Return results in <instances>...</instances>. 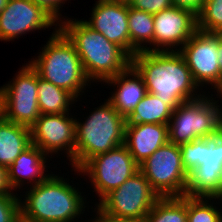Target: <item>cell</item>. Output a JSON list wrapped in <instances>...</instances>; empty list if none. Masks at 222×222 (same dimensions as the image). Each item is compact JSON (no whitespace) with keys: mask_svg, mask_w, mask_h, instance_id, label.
I'll use <instances>...</instances> for the list:
<instances>
[{"mask_svg":"<svg viewBox=\"0 0 222 222\" xmlns=\"http://www.w3.org/2000/svg\"><path fill=\"white\" fill-rule=\"evenodd\" d=\"M173 7L185 9L198 16L203 8L205 0H171Z\"/></svg>","mask_w":222,"mask_h":222,"instance_id":"31","label":"cell"},{"mask_svg":"<svg viewBox=\"0 0 222 222\" xmlns=\"http://www.w3.org/2000/svg\"><path fill=\"white\" fill-rule=\"evenodd\" d=\"M85 119L76 118L75 169L90 158L124 144L126 119L108 99ZM81 121V122H79Z\"/></svg>","mask_w":222,"mask_h":222,"instance_id":"5","label":"cell"},{"mask_svg":"<svg viewBox=\"0 0 222 222\" xmlns=\"http://www.w3.org/2000/svg\"><path fill=\"white\" fill-rule=\"evenodd\" d=\"M20 196L17 193L0 194V222H21L19 198L23 195Z\"/></svg>","mask_w":222,"mask_h":222,"instance_id":"28","label":"cell"},{"mask_svg":"<svg viewBox=\"0 0 222 222\" xmlns=\"http://www.w3.org/2000/svg\"><path fill=\"white\" fill-rule=\"evenodd\" d=\"M48 158L51 157L47 156L34 144H31L27 149L21 152V154L7 168L8 183L13 192L16 191L17 193L21 188L23 191V189L25 190L29 185L30 187L35 186L38 183L45 181L52 173H55H48L50 171L47 170V168L51 167L48 166ZM24 185L26 187H24Z\"/></svg>","mask_w":222,"mask_h":222,"instance_id":"16","label":"cell"},{"mask_svg":"<svg viewBox=\"0 0 222 222\" xmlns=\"http://www.w3.org/2000/svg\"><path fill=\"white\" fill-rule=\"evenodd\" d=\"M197 29L207 33L222 32V0H205L197 16Z\"/></svg>","mask_w":222,"mask_h":222,"instance_id":"27","label":"cell"},{"mask_svg":"<svg viewBox=\"0 0 222 222\" xmlns=\"http://www.w3.org/2000/svg\"><path fill=\"white\" fill-rule=\"evenodd\" d=\"M64 17L58 28L73 43L91 83L104 84L131 64V58L118 45L93 30L83 19Z\"/></svg>","mask_w":222,"mask_h":222,"instance_id":"3","label":"cell"},{"mask_svg":"<svg viewBox=\"0 0 222 222\" xmlns=\"http://www.w3.org/2000/svg\"><path fill=\"white\" fill-rule=\"evenodd\" d=\"M104 83L113 87L108 100L125 119L131 115L147 93L142 75L132 64Z\"/></svg>","mask_w":222,"mask_h":222,"instance_id":"17","label":"cell"},{"mask_svg":"<svg viewBox=\"0 0 222 222\" xmlns=\"http://www.w3.org/2000/svg\"><path fill=\"white\" fill-rule=\"evenodd\" d=\"M31 144L29 127L0 118V165L8 168Z\"/></svg>","mask_w":222,"mask_h":222,"instance_id":"20","label":"cell"},{"mask_svg":"<svg viewBox=\"0 0 222 222\" xmlns=\"http://www.w3.org/2000/svg\"><path fill=\"white\" fill-rule=\"evenodd\" d=\"M153 26V14L132 8L129 5L128 28L130 33V58L139 51H153Z\"/></svg>","mask_w":222,"mask_h":222,"instance_id":"21","label":"cell"},{"mask_svg":"<svg viewBox=\"0 0 222 222\" xmlns=\"http://www.w3.org/2000/svg\"><path fill=\"white\" fill-rule=\"evenodd\" d=\"M139 170V165L123 144L106 153L90 158L79 170L72 169L78 176H86L91 182L92 192L98 202L111 190L118 188Z\"/></svg>","mask_w":222,"mask_h":222,"instance_id":"9","label":"cell"},{"mask_svg":"<svg viewBox=\"0 0 222 222\" xmlns=\"http://www.w3.org/2000/svg\"><path fill=\"white\" fill-rule=\"evenodd\" d=\"M70 115V116H69ZM71 113L40 114L36 122L30 127L31 143L37 146L47 156L53 158L60 152L75 169V137L76 117ZM51 155V156H50Z\"/></svg>","mask_w":222,"mask_h":222,"instance_id":"11","label":"cell"},{"mask_svg":"<svg viewBox=\"0 0 222 222\" xmlns=\"http://www.w3.org/2000/svg\"><path fill=\"white\" fill-rule=\"evenodd\" d=\"M52 32L38 56L28 62L39 77L70 92L79 100L86 88L92 87L91 82L73 43L59 28H54Z\"/></svg>","mask_w":222,"mask_h":222,"instance_id":"4","label":"cell"},{"mask_svg":"<svg viewBox=\"0 0 222 222\" xmlns=\"http://www.w3.org/2000/svg\"><path fill=\"white\" fill-rule=\"evenodd\" d=\"M128 9L129 3L97 0L90 12L91 17L83 21L107 40L118 45L130 57Z\"/></svg>","mask_w":222,"mask_h":222,"instance_id":"15","label":"cell"},{"mask_svg":"<svg viewBox=\"0 0 222 222\" xmlns=\"http://www.w3.org/2000/svg\"><path fill=\"white\" fill-rule=\"evenodd\" d=\"M159 198L148 179L138 170L94 205L106 217L145 218Z\"/></svg>","mask_w":222,"mask_h":222,"instance_id":"7","label":"cell"},{"mask_svg":"<svg viewBox=\"0 0 222 222\" xmlns=\"http://www.w3.org/2000/svg\"><path fill=\"white\" fill-rule=\"evenodd\" d=\"M68 179L52 173L45 181L28 187L24 199L20 198L21 222H75L86 213V207L89 213L87 197Z\"/></svg>","mask_w":222,"mask_h":222,"instance_id":"2","label":"cell"},{"mask_svg":"<svg viewBox=\"0 0 222 222\" xmlns=\"http://www.w3.org/2000/svg\"><path fill=\"white\" fill-rule=\"evenodd\" d=\"M205 92L201 97L180 103L168 123L169 142L190 143L199 138H212L218 133L217 108Z\"/></svg>","mask_w":222,"mask_h":222,"instance_id":"6","label":"cell"},{"mask_svg":"<svg viewBox=\"0 0 222 222\" xmlns=\"http://www.w3.org/2000/svg\"><path fill=\"white\" fill-rule=\"evenodd\" d=\"M185 196L222 198V169H192L188 172Z\"/></svg>","mask_w":222,"mask_h":222,"instance_id":"22","label":"cell"},{"mask_svg":"<svg viewBox=\"0 0 222 222\" xmlns=\"http://www.w3.org/2000/svg\"><path fill=\"white\" fill-rule=\"evenodd\" d=\"M182 163L186 172L196 167L222 169V135L199 138L180 145Z\"/></svg>","mask_w":222,"mask_h":222,"instance_id":"19","label":"cell"},{"mask_svg":"<svg viewBox=\"0 0 222 222\" xmlns=\"http://www.w3.org/2000/svg\"><path fill=\"white\" fill-rule=\"evenodd\" d=\"M2 117V98L0 93V118Z\"/></svg>","mask_w":222,"mask_h":222,"instance_id":"37","label":"cell"},{"mask_svg":"<svg viewBox=\"0 0 222 222\" xmlns=\"http://www.w3.org/2000/svg\"><path fill=\"white\" fill-rule=\"evenodd\" d=\"M145 219L146 222H187V196L160 197Z\"/></svg>","mask_w":222,"mask_h":222,"instance_id":"25","label":"cell"},{"mask_svg":"<svg viewBox=\"0 0 222 222\" xmlns=\"http://www.w3.org/2000/svg\"><path fill=\"white\" fill-rule=\"evenodd\" d=\"M78 100L68 91L45 81L38 74V106L40 114H61L71 112Z\"/></svg>","mask_w":222,"mask_h":222,"instance_id":"23","label":"cell"},{"mask_svg":"<svg viewBox=\"0 0 222 222\" xmlns=\"http://www.w3.org/2000/svg\"><path fill=\"white\" fill-rule=\"evenodd\" d=\"M218 90L222 93V84H221V86L218 88Z\"/></svg>","mask_w":222,"mask_h":222,"instance_id":"39","label":"cell"},{"mask_svg":"<svg viewBox=\"0 0 222 222\" xmlns=\"http://www.w3.org/2000/svg\"><path fill=\"white\" fill-rule=\"evenodd\" d=\"M129 5L132 8L156 14L173 7L171 0H132Z\"/></svg>","mask_w":222,"mask_h":222,"instance_id":"29","label":"cell"},{"mask_svg":"<svg viewBox=\"0 0 222 222\" xmlns=\"http://www.w3.org/2000/svg\"><path fill=\"white\" fill-rule=\"evenodd\" d=\"M168 141V125L155 123L125 125L124 145L138 165Z\"/></svg>","mask_w":222,"mask_h":222,"instance_id":"18","label":"cell"},{"mask_svg":"<svg viewBox=\"0 0 222 222\" xmlns=\"http://www.w3.org/2000/svg\"><path fill=\"white\" fill-rule=\"evenodd\" d=\"M8 0H0V12L5 9Z\"/></svg>","mask_w":222,"mask_h":222,"instance_id":"36","label":"cell"},{"mask_svg":"<svg viewBox=\"0 0 222 222\" xmlns=\"http://www.w3.org/2000/svg\"><path fill=\"white\" fill-rule=\"evenodd\" d=\"M131 64L142 75L147 92L173 110L180 103L199 98L206 92L195 83L179 51H139L131 58Z\"/></svg>","mask_w":222,"mask_h":222,"instance_id":"1","label":"cell"},{"mask_svg":"<svg viewBox=\"0 0 222 222\" xmlns=\"http://www.w3.org/2000/svg\"><path fill=\"white\" fill-rule=\"evenodd\" d=\"M218 53H219V69H220V86L222 84V35L219 34V46H218Z\"/></svg>","mask_w":222,"mask_h":222,"instance_id":"35","label":"cell"},{"mask_svg":"<svg viewBox=\"0 0 222 222\" xmlns=\"http://www.w3.org/2000/svg\"><path fill=\"white\" fill-rule=\"evenodd\" d=\"M173 109L154 94L146 93L131 115L126 119L129 124L155 123L168 125Z\"/></svg>","mask_w":222,"mask_h":222,"instance_id":"24","label":"cell"},{"mask_svg":"<svg viewBox=\"0 0 222 222\" xmlns=\"http://www.w3.org/2000/svg\"><path fill=\"white\" fill-rule=\"evenodd\" d=\"M159 197H182L188 173L184 169L180 146L167 142L139 165Z\"/></svg>","mask_w":222,"mask_h":222,"instance_id":"10","label":"cell"},{"mask_svg":"<svg viewBox=\"0 0 222 222\" xmlns=\"http://www.w3.org/2000/svg\"><path fill=\"white\" fill-rule=\"evenodd\" d=\"M36 5L41 6L47 11L58 23H60L64 17L60 13V9L68 0H32Z\"/></svg>","mask_w":222,"mask_h":222,"instance_id":"30","label":"cell"},{"mask_svg":"<svg viewBox=\"0 0 222 222\" xmlns=\"http://www.w3.org/2000/svg\"><path fill=\"white\" fill-rule=\"evenodd\" d=\"M220 201L222 198L187 197V222H221L222 210L216 206Z\"/></svg>","mask_w":222,"mask_h":222,"instance_id":"26","label":"cell"},{"mask_svg":"<svg viewBox=\"0 0 222 222\" xmlns=\"http://www.w3.org/2000/svg\"><path fill=\"white\" fill-rule=\"evenodd\" d=\"M217 92V94H210L211 95V98L212 99H215L214 100V103H215V105H216V108H217V120H218V133L220 134V135H222V104H219V99H221L222 98V93L217 89V90H214V92ZM217 96V97H213V96ZM216 98H219V99H217V101H216ZM220 103H222V101H220ZM219 104V105H218Z\"/></svg>","mask_w":222,"mask_h":222,"instance_id":"34","label":"cell"},{"mask_svg":"<svg viewBox=\"0 0 222 222\" xmlns=\"http://www.w3.org/2000/svg\"><path fill=\"white\" fill-rule=\"evenodd\" d=\"M0 194H15L8 183L7 168L0 165Z\"/></svg>","mask_w":222,"mask_h":222,"instance_id":"33","label":"cell"},{"mask_svg":"<svg viewBox=\"0 0 222 222\" xmlns=\"http://www.w3.org/2000/svg\"><path fill=\"white\" fill-rule=\"evenodd\" d=\"M117 1L124 2V3H130L132 0H117Z\"/></svg>","mask_w":222,"mask_h":222,"instance_id":"38","label":"cell"},{"mask_svg":"<svg viewBox=\"0 0 222 222\" xmlns=\"http://www.w3.org/2000/svg\"><path fill=\"white\" fill-rule=\"evenodd\" d=\"M94 212L96 215L91 217V220L94 222H146L145 218H111L103 216L101 213H99L95 208ZM95 217V218H94Z\"/></svg>","mask_w":222,"mask_h":222,"instance_id":"32","label":"cell"},{"mask_svg":"<svg viewBox=\"0 0 222 222\" xmlns=\"http://www.w3.org/2000/svg\"><path fill=\"white\" fill-rule=\"evenodd\" d=\"M218 46L219 33L197 30L179 50L201 90L210 85L213 91L220 87Z\"/></svg>","mask_w":222,"mask_h":222,"instance_id":"12","label":"cell"},{"mask_svg":"<svg viewBox=\"0 0 222 222\" xmlns=\"http://www.w3.org/2000/svg\"><path fill=\"white\" fill-rule=\"evenodd\" d=\"M25 64L15 73L11 81L0 87V93L2 117L30 128L40 116L38 72L29 62Z\"/></svg>","mask_w":222,"mask_h":222,"instance_id":"8","label":"cell"},{"mask_svg":"<svg viewBox=\"0 0 222 222\" xmlns=\"http://www.w3.org/2000/svg\"><path fill=\"white\" fill-rule=\"evenodd\" d=\"M153 51H179L198 30L197 16L171 7L153 14Z\"/></svg>","mask_w":222,"mask_h":222,"instance_id":"14","label":"cell"},{"mask_svg":"<svg viewBox=\"0 0 222 222\" xmlns=\"http://www.w3.org/2000/svg\"><path fill=\"white\" fill-rule=\"evenodd\" d=\"M59 23L32 0H8L0 12V41H14L20 36L48 28Z\"/></svg>","mask_w":222,"mask_h":222,"instance_id":"13","label":"cell"}]
</instances>
